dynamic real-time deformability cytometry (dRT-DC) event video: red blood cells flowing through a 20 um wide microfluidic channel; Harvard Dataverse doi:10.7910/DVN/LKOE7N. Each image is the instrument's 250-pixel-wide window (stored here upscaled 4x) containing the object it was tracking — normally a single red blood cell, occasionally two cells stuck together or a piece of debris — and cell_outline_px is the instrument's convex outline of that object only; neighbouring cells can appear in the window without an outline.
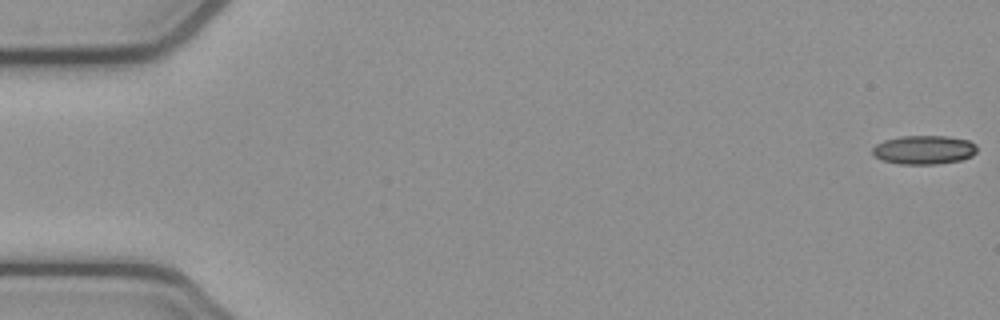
{"species": "common noctule bat (a hibernating species)", "species_latin": "Nyctalus noctula", "temperature_condition": "cold", "stored_images_in_passage": 6, "camera_frame_rate_fps": 3000, "um_per_image_px": 0.085, "animal": {"sex": "female", "body_mass_g": 21.9}, "frame": {"image": 1, "passage_image": 1, "time_ms": 0.0, "image_size_px": [1000, 320], "cell_outline_px": [[976, 152], [972, 156], [960, 160], [936, 164], [900, 164], [880, 160], [872, 156], [872, 148], [876, 144], [884, 140], [900, 136], [944, 136], [968, 140], [976, 144]], "centroid_in_image_um": [78.49, 12.74], "position_along_channel_um": 6.5, "area_um2": 17.69}}
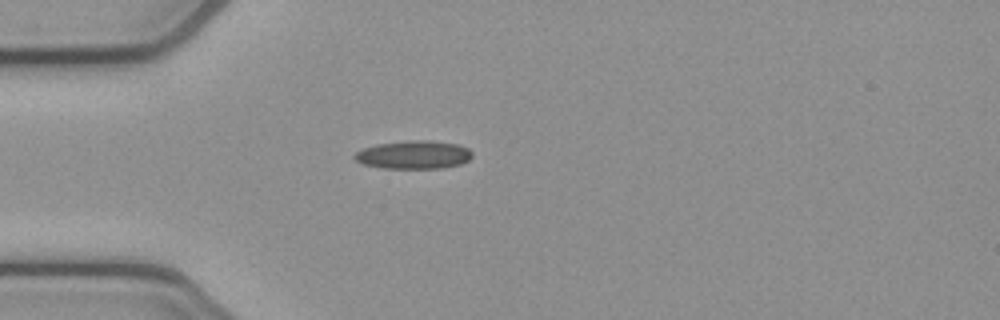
{"frame": {"image": 2, "passage_image": 5, "time_ms": 1.333, "image_size_px": [1000, 320], "cell_outline_px": [[472, 156], [468, 160], [460, 164], [444, 168], [384, 168], [364, 164], [356, 160], [352, 156], [356, 152], [364, 148], [376, 144], [408, 140], [432, 140], [460, 144], [468, 148], [472, 152]], "centroid_in_image_um": [35.19, 13.14], "position_along_channel_um": 49.8, "area_um2": 19.48}}